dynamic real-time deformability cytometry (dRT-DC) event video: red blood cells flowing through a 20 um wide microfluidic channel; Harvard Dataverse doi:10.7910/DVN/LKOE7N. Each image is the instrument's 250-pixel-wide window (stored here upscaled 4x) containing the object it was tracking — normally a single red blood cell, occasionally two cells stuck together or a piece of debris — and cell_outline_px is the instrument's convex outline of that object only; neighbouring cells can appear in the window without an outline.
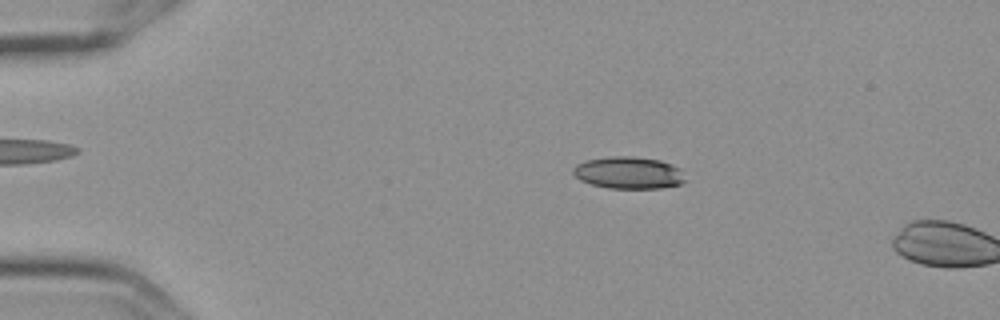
{"species": "Egyptian fruit bat (a non-hibernating species)", "species_latin": "Rousettus aegyptiacus", "temperature_condition": "cold", "stored_images_in_passage": 4, "camera_frame_rate_fps": 3000, "um_per_image_px": 0.085, "frame": {"image": 1, "passage_image": 3, "time_ms": 0.667, "image_size_px": [1000, 320], "cell_outline_px": [[688, 180], [680, 184], [660, 188], [608, 188], [592, 184], [580, 180], [572, 172], [572, 168], [576, 164], [588, 160], [612, 156], [636, 156], [660, 160], [680, 168]], "centroid_in_image_um": [53.46, 14.68], "position_along_channel_um": 31.5, "area_um2": 21.04}}